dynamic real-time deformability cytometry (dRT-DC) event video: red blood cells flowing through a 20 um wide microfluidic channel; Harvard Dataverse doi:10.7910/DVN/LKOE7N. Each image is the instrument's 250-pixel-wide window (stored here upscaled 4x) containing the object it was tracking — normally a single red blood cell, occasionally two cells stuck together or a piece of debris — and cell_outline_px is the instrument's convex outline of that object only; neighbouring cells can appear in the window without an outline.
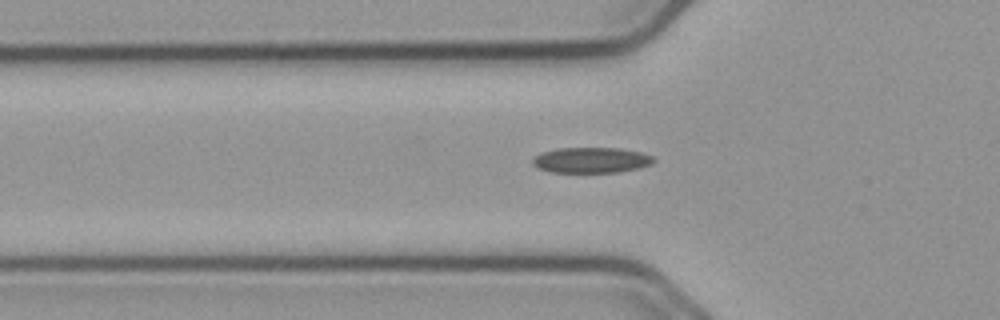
{"species": "common noctule bat (a hibernating species)", "species_latin": "Nyctalus noctula", "temperature_condition": "cold", "stored_images_in_passage": 49, "camera_frame_rate_fps": 3000, "um_per_image_px": 0.085, "animal": {"sex": "male", "body_mass_g": 23.1, "forearm_length_mm": 52.7}, "frame": {"image": 1, "passage_image": 15, "time_ms": 4.667, "image_size_px": [1000, 320], "cell_outline_px": [[656, 160], [652, 164], [640, 168], [616, 172], [548, 172], [536, 168], [532, 164], [532, 160], [540, 152], [560, 148], [620, 148], [640, 152], [652, 156]], "centroid_in_image_um": [50.24, 13.61], "position_along_channel_um": 75.6, "area_um2": 18.15}}
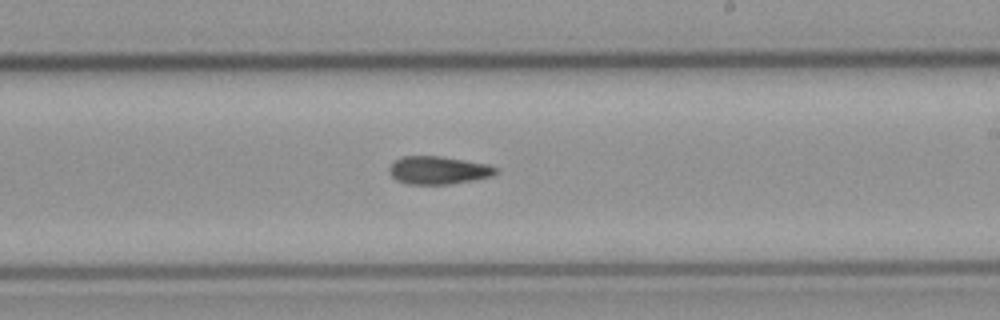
{"frame": {"image": 2, "passage_image": 29, "time_ms": 9.333, "image_size_px": [1000, 320], "cell_outline_px": [[500, 172], [492, 176], [472, 180], [448, 184], [408, 184], [396, 180], [388, 172], [388, 168], [396, 160], [404, 156], [440, 156], [488, 164], [500, 168]], "centroid_in_image_um": [37.29, 14.47], "position_along_channel_um": 251.7, "area_um2": 17.4}}
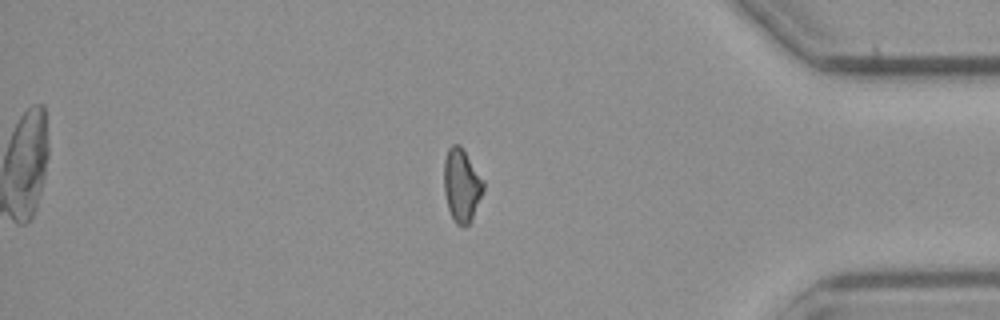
{"frame": {"image": 3, "passage_image": 43, "time_ms": 14.0, "image_size_px": [1000, 320], "cell_outline_px": [[484, 188], [472, 220], [468, 224], [456, 224], [448, 208], [444, 192], [444, 160], [448, 148], [452, 144], [460, 144], [484, 180]], "centroid_in_image_um": [39.24, 15.71], "position_along_channel_um": 396.0, "area_um2": 16.7}}